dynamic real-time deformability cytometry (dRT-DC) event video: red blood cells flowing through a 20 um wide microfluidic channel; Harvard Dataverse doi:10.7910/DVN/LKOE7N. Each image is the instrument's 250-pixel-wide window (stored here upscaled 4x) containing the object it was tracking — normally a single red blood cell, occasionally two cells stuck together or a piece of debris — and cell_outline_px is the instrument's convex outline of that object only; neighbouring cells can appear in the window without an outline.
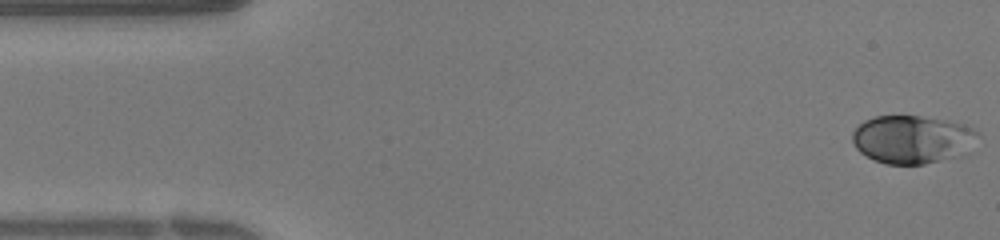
{"species": "human", "species_latin": "Homo sapiens", "temperature_condition": "warm", "stored_images_in_passage": 38, "camera_frame_rate_fps": 3000, "um_per_image_px": 0.085, "donor": {"sex": "female"}, "frame": {"image": 1, "passage_image": 1, "time_ms": 0.0, "image_size_px": [1000, 240], "cell_outline_px": [[980, 136], [972, 152], [964, 156], [924, 164], [884, 164], [860, 152], [856, 148], [852, 140], [852, 132], [864, 120], [876, 116], [920, 116], [948, 120], [964, 124], [980, 132]], "centroid_in_image_um": [77.65, 11.86], "position_along_channel_um": 7.3, "area_um2": 35.95}}
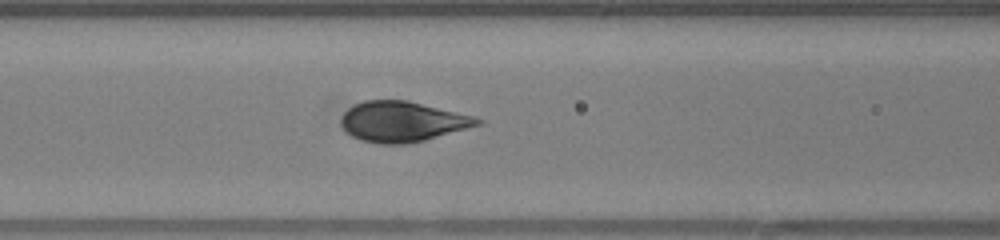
{"frame": {"image": 2, "passage_image": 15, "time_ms": 4.667, "image_size_px": [1000, 240], "cell_outline_px": [[484, 124], [424, 140], [408, 144], [380, 144], [360, 140], [352, 136], [340, 124], [340, 116], [348, 108], [364, 100], [408, 100], [476, 116], [484, 120]], "centroid_in_image_um": [34.23, 10.33], "position_along_channel_um": 132.4, "area_um2": 32.37}}
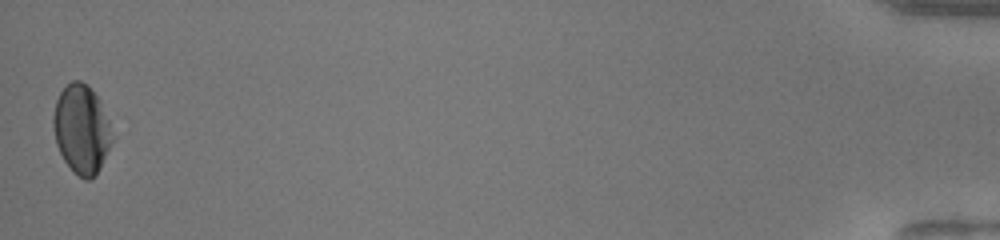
{"frame": {"image": 3, "passage_image": 38, "time_ms": 12.333, "image_size_px": [1000, 240], "cell_outline_px": [[112, 140], [100, 168], [88, 180], [84, 180], [72, 172], [64, 160], [56, 144], [52, 124], [52, 116], [56, 100], [60, 92], [72, 80], [80, 80], [88, 84], [96, 96], [108, 120], [112, 136]], "centroid_in_image_um": [6.89, 10.98], "position_along_channel_um": 428.3, "area_um2": 30.17}}